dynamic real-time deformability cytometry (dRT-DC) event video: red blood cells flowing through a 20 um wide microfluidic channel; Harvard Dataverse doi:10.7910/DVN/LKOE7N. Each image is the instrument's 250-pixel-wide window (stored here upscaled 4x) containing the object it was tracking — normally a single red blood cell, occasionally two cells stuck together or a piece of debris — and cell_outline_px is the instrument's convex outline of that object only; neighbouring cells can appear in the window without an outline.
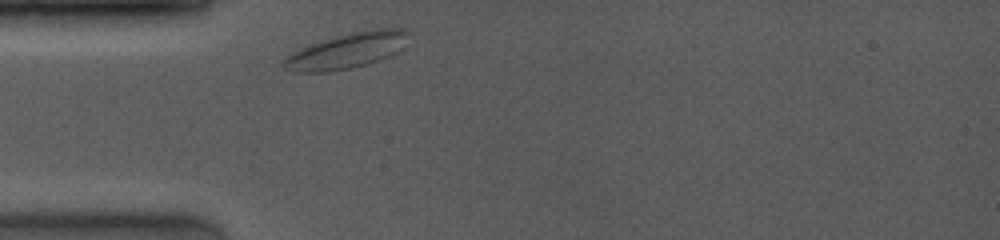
{"species": "common noctule bat (a hibernating species)", "species_latin": "Nyctalus noctula", "temperature_condition": "room temperature", "stored_images_in_passage": 14, "camera_frame_rate_fps": 4000, "um_per_image_px": 0.085, "animal": {"sex": "female", "body_mass_g": 19.0, "forearm_length_mm": 53.3}, "frame": {"image": 1, "passage_image": 1, "time_ms": 0.0, "image_size_px": [1000, 240], "cell_outline_px": [[412, 32], [400, 48], [396, 52], [388, 56], [352, 68], [328, 72], [292, 72], [284, 68], [280, 64], [288, 56], [300, 48], [324, 40], [352, 32], [372, 28], [408, 28]], "centroid_in_image_um": [29.5, 4.3], "position_along_channel_um": 55.5, "area_um2": 25.61}}
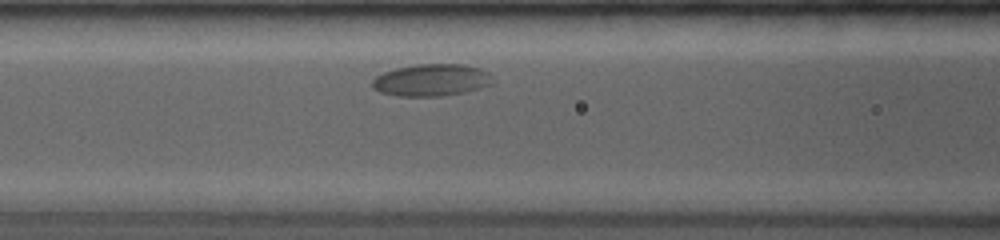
{"frame": {"image": 2, "passage_image": 8, "time_ms": 2.25, "image_size_px": [1000, 240], "cell_outline_px": [[496, 80], [492, 84], [480, 88], [464, 92], [440, 96], [400, 96], [380, 92], [372, 88], [372, 80], [376, 76], [384, 72], [396, 68], [416, 64], [464, 64], [480, 68], [488, 72]], "centroid_in_image_um": [36.7, 6.8], "position_along_channel_um": 129.9, "area_um2": 22.66}}
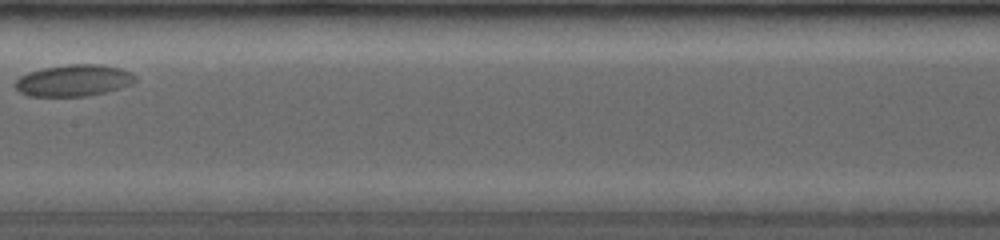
{"frame": {"image": 3, "passage_image": 12, "time_ms": 4.25, "image_size_px": [1000, 240], "cell_outline_px": [[136, 80], [132, 84], [120, 88], [88, 96], [28, 96], [20, 92], [12, 84], [20, 76], [28, 72], [40, 68], [68, 64], [104, 64], [120, 68], [132, 72], [136, 76]], "centroid_in_image_um": [6.25, 6.83], "position_along_channel_um": 201.1, "area_um2": 22.43}}